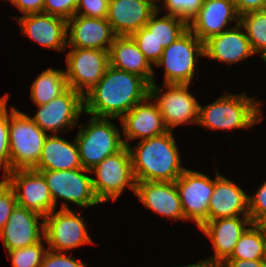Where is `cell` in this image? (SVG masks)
<instances>
[{"instance_id":"6da1fadb","label":"cell","mask_w":266,"mask_h":267,"mask_svg":"<svg viewBox=\"0 0 266 267\" xmlns=\"http://www.w3.org/2000/svg\"><path fill=\"white\" fill-rule=\"evenodd\" d=\"M150 84L141 76L108 66L99 82L84 95L85 114L122 118L149 96Z\"/></svg>"},{"instance_id":"7a4b0ae2","label":"cell","mask_w":266,"mask_h":267,"mask_svg":"<svg viewBox=\"0 0 266 267\" xmlns=\"http://www.w3.org/2000/svg\"><path fill=\"white\" fill-rule=\"evenodd\" d=\"M128 148L136 182H175L186 169L181 166L173 131L140 140L134 148Z\"/></svg>"},{"instance_id":"3957f363","label":"cell","mask_w":266,"mask_h":267,"mask_svg":"<svg viewBox=\"0 0 266 267\" xmlns=\"http://www.w3.org/2000/svg\"><path fill=\"white\" fill-rule=\"evenodd\" d=\"M256 99L229 92L207 106L199 105L198 124L211 130L249 128L262 121Z\"/></svg>"},{"instance_id":"277c9868","label":"cell","mask_w":266,"mask_h":267,"mask_svg":"<svg viewBox=\"0 0 266 267\" xmlns=\"http://www.w3.org/2000/svg\"><path fill=\"white\" fill-rule=\"evenodd\" d=\"M47 136L30 116L16 109L9 117L10 171L34 169Z\"/></svg>"},{"instance_id":"5b68a950","label":"cell","mask_w":266,"mask_h":267,"mask_svg":"<svg viewBox=\"0 0 266 267\" xmlns=\"http://www.w3.org/2000/svg\"><path fill=\"white\" fill-rule=\"evenodd\" d=\"M108 120L92 116L88 124L82 123L75 137L84 169L91 170L125 146L119 129Z\"/></svg>"},{"instance_id":"8992f818","label":"cell","mask_w":266,"mask_h":267,"mask_svg":"<svg viewBox=\"0 0 266 267\" xmlns=\"http://www.w3.org/2000/svg\"><path fill=\"white\" fill-rule=\"evenodd\" d=\"M199 56L204 57V43L188 28L163 50L155 66L165 67L164 84H190Z\"/></svg>"},{"instance_id":"52a82bcc","label":"cell","mask_w":266,"mask_h":267,"mask_svg":"<svg viewBox=\"0 0 266 267\" xmlns=\"http://www.w3.org/2000/svg\"><path fill=\"white\" fill-rule=\"evenodd\" d=\"M94 192L101 203L115 201L125 187L135 193L136 181L132 170V159L128 146H124L116 154L106 157L91 170Z\"/></svg>"},{"instance_id":"ba28073f","label":"cell","mask_w":266,"mask_h":267,"mask_svg":"<svg viewBox=\"0 0 266 267\" xmlns=\"http://www.w3.org/2000/svg\"><path fill=\"white\" fill-rule=\"evenodd\" d=\"M44 175L50 195L56 207L59 198L65 200L60 209H70L68 202L85 208L101 204L97 198L92 184V177L84 173L91 172L88 169L79 168L72 170H37Z\"/></svg>"},{"instance_id":"9c48e42d","label":"cell","mask_w":266,"mask_h":267,"mask_svg":"<svg viewBox=\"0 0 266 267\" xmlns=\"http://www.w3.org/2000/svg\"><path fill=\"white\" fill-rule=\"evenodd\" d=\"M190 84H164L163 92L156 83L150 84L149 96L156 102L169 131L181 124H198L199 103L189 92Z\"/></svg>"},{"instance_id":"30bf717a","label":"cell","mask_w":266,"mask_h":267,"mask_svg":"<svg viewBox=\"0 0 266 267\" xmlns=\"http://www.w3.org/2000/svg\"><path fill=\"white\" fill-rule=\"evenodd\" d=\"M43 222V241L49 244V250L64 252L93 242L84 224V217L76 215L72 209L53 210L44 217Z\"/></svg>"},{"instance_id":"8fae6325","label":"cell","mask_w":266,"mask_h":267,"mask_svg":"<svg viewBox=\"0 0 266 267\" xmlns=\"http://www.w3.org/2000/svg\"><path fill=\"white\" fill-rule=\"evenodd\" d=\"M66 65L64 73L68 86L84 96L99 82L110 65L109 51L73 48L66 57Z\"/></svg>"},{"instance_id":"7c38bea8","label":"cell","mask_w":266,"mask_h":267,"mask_svg":"<svg viewBox=\"0 0 266 267\" xmlns=\"http://www.w3.org/2000/svg\"><path fill=\"white\" fill-rule=\"evenodd\" d=\"M175 183L185 219L192 220L199 229L208 221L214 180L203 173L186 168Z\"/></svg>"},{"instance_id":"4fadbf2b","label":"cell","mask_w":266,"mask_h":267,"mask_svg":"<svg viewBox=\"0 0 266 267\" xmlns=\"http://www.w3.org/2000/svg\"><path fill=\"white\" fill-rule=\"evenodd\" d=\"M3 178L13 188L17 205L43 217L55 210L48 185L41 172L35 169L12 170Z\"/></svg>"},{"instance_id":"5bb4252c","label":"cell","mask_w":266,"mask_h":267,"mask_svg":"<svg viewBox=\"0 0 266 267\" xmlns=\"http://www.w3.org/2000/svg\"><path fill=\"white\" fill-rule=\"evenodd\" d=\"M39 110L30 118L44 131L54 134L63 129H73L79 123V116L84 112V96L68 88L60 96L45 105H38Z\"/></svg>"},{"instance_id":"9a60e30c","label":"cell","mask_w":266,"mask_h":267,"mask_svg":"<svg viewBox=\"0 0 266 267\" xmlns=\"http://www.w3.org/2000/svg\"><path fill=\"white\" fill-rule=\"evenodd\" d=\"M67 32L68 46L102 51H110L116 36L106 18L80 15H74L67 20Z\"/></svg>"},{"instance_id":"2e32d148","label":"cell","mask_w":266,"mask_h":267,"mask_svg":"<svg viewBox=\"0 0 266 267\" xmlns=\"http://www.w3.org/2000/svg\"><path fill=\"white\" fill-rule=\"evenodd\" d=\"M157 11L154 0H109L107 21L116 36H131Z\"/></svg>"},{"instance_id":"e0dca14e","label":"cell","mask_w":266,"mask_h":267,"mask_svg":"<svg viewBox=\"0 0 266 267\" xmlns=\"http://www.w3.org/2000/svg\"><path fill=\"white\" fill-rule=\"evenodd\" d=\"M44 220L40 214L16 205L12 215L0 231L3 245L7 251L36 244L44 238Z\"/></svg>"},{"instance_id":"ac0fdd59","label":"cell","mask_w":266,"mask_h":267,"mask_svg":"<svg viewBox=\"0 0 266 267\" xmlns=\"http://www.w3.org/2000/svg\"><path fill=\"white\" fill-rule=\"evenodd\" d=\"M234 20L239 23L240 15L232 0H203L202 7L189 20L188 28L204 43L230 29L228 22Z\"/></svg>"},{"instance_id":"d6986e66","label":"cell","mask_w":266,"mask_h":267,"mask_svg":"<svg viewBox=\"0 0 266 267\" xmlns=\"http://www.w3.org/2000/svg\"><path fill=\"white\" fill-rule=\"evenodd\" d=\"M239 217L208 220L199 228L213 244L215 254L207 258L213 263L223 264L231 256L241 235L251 226L249 216Z\"/></svg>"},{"instance_id":"ffe728a7","label":"cell","mask_w":266,"mask_h":267,"mask_svg":"<svg viewBox=\"0 0 266 267\" xmlns=\"http://www.w3.org/2000/svg\"><path fill=\"white\" fill-rule=\"evenodd\" d=\"M151 99L150 96H147L143 101L133 106L129 112L120 119L126 139L123 140L125 146L130 145L127 142L129 140L136 138H141V140H143L162 135L169 131L165 126L163 116L156 102H150Z\"/></svg>"},{"instance_id":"44dd1931","label":"cell","mask_w":266,"mask_h":267,"mask_svg":"<svg viewBox=\"0 0 266 267\" xmlns=\"http://www.w3.org/2000/svg\"><path fill=\"white\" fill-rule=\"evenodd\" d=\"M21 32L41 46L64 51L67 47V20L46 14L35 13L17 18Z\"/></svg>"},{"instance_id":"7402d4cb","label":"cell","mask_w":266,"mask_h":267,"mask_svg":"<svg viewBox=\"0 0 266 267\" xmlns=\"http://www.w3.org/2000/svg\"><path fill=\"white\" fill-rule=\"evenodd\" d=\"M135 194L147 208L157 214L187 221L175 182H136Z\"/></svg>"},{"instance_id":"603a6c76","label":"cell","mask_w":266,"mask_h":267,"mask_svg":"<svg viewBox=\"0 0 266 267\" xmlns=\"http://www.w3.org/2000/svg\"><path fill=\"white\" fill-rule=\"evenodd\" d=\"M248 194L216 172L214 191L209 201L208 220L249 216Z\"/></svg>"},{"instance_id":"cb8c5ba5","label":"cell","mask_w":266,"mask_h":267,"mask_svg":"<svg viewBox=\"0 0 266 267\" xmlns=\"http://www.w3.org/2000/svg\"><path fill=\"white\" fill-rule=\"evenodd\" d=\"M242 29L237 23L233 28L210 37L204 42V56L232 64L254 55L249 39Z\"/></svg>"},{"instance_id":"d4e9b609","label":"cell","mask_w":266,"mask_h":267,"mask_svg":"<svg viewBox=\"0 0 266 267\" xmlns=\"http://www.w3.org/2000/svg\"><path fill=\"white\" fill-rule=\"evenodd\" d=\"M109 62L116 69L137 74L149 84L155 83L152 64L131 36H115L109 51Z\"/></svg>"},{"instance_id":"484cf974","label":"cell","mask_w":266,"mask_h":267,"mask_svg":"<svg viewBox=\"0 0 266 267\" xmlns=\"http://www.w3.org/2000/svg\"><path fill=\"white\" fill-rule=\"evenodd\" d=\"M83 168L76 140L71 143L60 136L48 134L35 170H72Z\"/></svg>"},{"instance_id":"4316f807","label":"cell","mask_w":266,"mask_h":267,"mask_svg":"<svg viewBox=\"0 0 266 267\" xmlns=\"http://www.w3.org/2000/svg\"><path fill=\"white\" fill-rule=\"evenodd\" d=\"M69 88L64 70L52 67L42 71L31 86V99L38 105H45Z\"/></svg>"},{"instance_id":"83f0119b","label":"cell","mask_w":266,"mask_h":267,"mask_svg":"<svg viewBox=\"0 0 266 267\" xmlns=\"http://www.w3.org/2000/svg\"><path fill=\"white\" fill-rule=\"evenodd\" d=\"M160 9L162 8L157 6V11L144 27L152 34L156 42L165 49L188 29V22L181 17L169 14L158 19L156 17Z\"/></svg>"},{"instance_id":"f1b7e54d","label":"cell","mask_w":266,"mask_h":267,"mask_svg":"<svg viewBox=\"0 0 266 267\" xmlns=\"http://www.w3.org/2000/svg\"><path fill=\"white\" fill-rule=\"evenodd\" d=\"M266 238L251 224L238 240L231 256L227 260H259L264 258Z\"/></svg>"},{"instance_id":"f546056e","label":"cell","mask_w":266,"mask_h":267,"mask_svg":"<svg viewBox=\"0 0 266 267\" xmlns=\"http://www.w3.org/2000/svg\"><path fill=\"white\" fill-rule=\"evenodd\" d=\"M239 24L246 31L254 53H266V9L240 15Z\"/></svg>"},{"instance_id":"4dcf8cb0","label":"cell","mask_w":266,"mask_h":267,"mask_svg":"<svg viewBox=\"0 0 266 267\" xmlns=\"http://www.w3.org/2000/svg\"><path fill=\"white\" fill-rule=\"evenodd\" d=\"M8 98V94L0 98V169L3 167V176L10 171L9 117L16 110L11 107L8 113Z\"/></svg>"},{"instance_id":"1f68e13d","label":"cell","mask_w":266,"mask_h":267,"mask_svg":"<svg viewBox=\"0 0 266 267\" xmlns=\"http://www.w3.org/2000/svg\"><path fill=\"white\" fill-rule=\"evenodd\" d=\"M42 240L28 247L7 251L12 267H40L47 250Z\"/></svg>"},{"instance_id":"d6a6232c","label":"cell","mask_w":266,"mask_h":267,"mask_svg":"<svg viewBox=\"0 0 266 267\" xmlns=\"http://www.w3.org/2000/svg\"><path fill=\"white\" fill-rule=\"evenodd\" d=\"M131 37L150 63L155 65L160 60L164 48L156 42L152 34L145 27L134 32Z\"/></svg>"},{"instance_id":"836d02e7","label":"cell","mask_w":266,"mask_h":267,"mask_svg":"<svg viewBox=\"0 0 266 267\" xmlns=\"http://www.w3.org/2000/svg\"><path fill=\"white\" fill-rule=\"evenodd\" d=\"M162 3L164 9L168 11L167 14L181 17L189 22L202 7L203 0H163Z\"/></svg>"},{"instance_id":"e575fe53","label":"cell","mask_w":266,"mask_h":267,"mask_svg":"<svg viewBox=\"0 0 266 267\" xmlns=\"http://www.w3.org/2000/svg\"><path fill=\"white\" fill-rule=\"evenodd\" d=\"M17 205L13 188L3 178L0 181V231L12 215L13 209Z\"/></svg>"},{"instance_id":"d590c367","label":"cell","mask_w":266,"mask_h":267,"mask_svg":"<svg viewBox=\"0 0 266 267\" xmlns=\"http://www.w3.org/2000/svg\"><path fill=\"white\" fill-rule=\"evenodd\" d=\"M78 0H45L43 13L69 20L75 15Z\"/></svg>"},{"instance_id":"8d00e7d4","label":"cell","mask_w":266,"mask_h":267,"mask_svg":"<svg viewBox=\"0 0 266 267\" xmlns=\"http://www.w3.org/2000/svg\"><path fill=\"white\" fill-rule=\"evenodd\" d=\"M109 0H78L75 15L106 18Z\"/></svg>"},{"instance_id":"74e56055","label":"cell","mask_w":266,"mask_h":267,"mask_svg":"<svg viewBox=\"0 0 266 267\" xmlns=\"http://www.w3.org/2000/svg\"><path fill=\"white\" fill-rule=\"evenodd\" d=\"M67 252H55L47 249L40 267H87V263L76 261V258L66 255Z\"/></svg>"},{"instance_id":"f35d334b","label":"cell","mask_w":266,"mask_h":267,"mask_svg":"<svg viewBox=\"0 0 266 267\" xmlns=\"http://www.w3.org/2000/svg\"><path fill=\"white\" fill-rule=\"evenodd\" d=\"M249 217L254 224L261 216L266 215V181L259 187L254 196H248Z\"/></svg>"},{"instance_id":"ab89813d","label":"cell","mask_w":266,"mask_h":267,"mask_svg":"<svg viewBox=\"0 0 266 267\" xmlns=\"http://www.w3.org/2000/svg\"><path fill=\"white\" fill-rule=\"evenodd\" d=\"M16 6L24 15L43 13L45 0H8Z\"/></svg>"},{"instance_id":"60d3db41","label":"cell","mask_w":266,"mask_h":267,"mask_svg":"<svg viewBox=\"0 0 266 267\" xmlns=\"http://www.w3.org/2000/svg\"><path fill=\"white\" fill-rule=\"evenodd\" d=\"M239 15L266 9V0H232Z\"/></svg>"},{"instance_id":"b9f144b4","label":"cell","mask_w":266,"mask_h":267,"mask_svg":"<svg viewBox=\"0 0 266 267\" xmlns=\"http://www.w3.org/2000/svg\"><path fill=\"white\" fill-rule=\"evenodd\" d=\"M220 267H266L263 259L259 260H226Z\"/></svg>"},{"instance_id":"7bdbcfd3","label":"cell","mask_w":266,"mask_h":267,"mask_svg":"<svg viewBox=\"0 0 266 267\" xmlns=\"http://www.w3.org/2000/svg\"><path fill=\"white\" fill-rule=\"evenodd\" d=\"M254 225L261 231V234L266 238V215L261 216Z\"/></svg>"},{"instance_id":"ee69618b","label":"cell","mask_w":266,"mask_h":267,"mask_svg":"<svg viewBox=\"0 0 266 267\" xmlns=\"http://www.w3.org/2000/svg\"><path fill=\"white\" fill-rule=\"evenodd\" d=\"M183 267H220V265H218L216 263H213L209 259H206V260H204L202 262L195 263V264H190V265L183 266Z\"/></svg>"},{"instance_id":"f6af8a7d","label":"cell","mask_w":266,"mask_h":267,"mask_svg":"<svg viewBox=\"0 0 266 267\" xmlns=\"http://www.w3.org/2000/svg\"><path fill=\"white\" fill-rule=\"evenodd\" d=\"M263 260H264V263L266 264V247H265V253H264V258H263Z\"/></svg>"},{"instance_id":"bcb514c9","label":"cell","mask_w":266,"mask_h":267,"mask_svg":"<svg viewBox=\"0 0 266 267\" xmlns=\"http://www.w3.org/2000/svg\"><path fill=\"white\" fill-rule=\"evenodd\" d=\"M262 59L264 60V62L266 64V53L262 56Z\"/></svg>"}]
</instances>
